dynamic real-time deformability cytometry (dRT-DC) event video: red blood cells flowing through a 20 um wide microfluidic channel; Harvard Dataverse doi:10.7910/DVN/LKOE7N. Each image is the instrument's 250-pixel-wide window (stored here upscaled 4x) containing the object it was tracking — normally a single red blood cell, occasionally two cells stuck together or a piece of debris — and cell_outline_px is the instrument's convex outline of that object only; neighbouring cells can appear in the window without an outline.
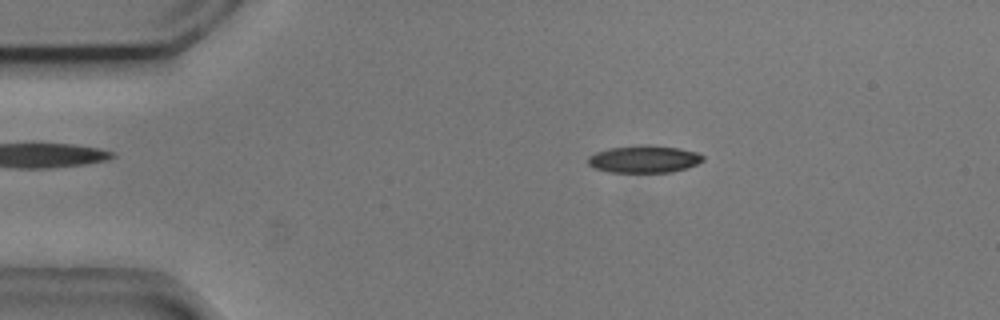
{"species": "common noctule bat (a hibernating species)", "species_latin": "Nyctalus noctula", "temperature_condition": "cold", "stored_images_in_passage": 53, "camera_frame_rate_fps": 3000, "um_per_image_px": 0.085, "animal": {"sex": "male", "body_mass_g": 20.5, "forearm_length_mm": 52.5}, "frame": {"image": 1, "passage_image": 9, "time_ms": 2.667, "image_size_px": [1000, 320], "cell_outline_px": [[704, 160], [688, 168], [672, 172], [608, 172], [592, 168], [588, 164], [588, 156], [596, 152], [608, 148], [640, 144], [648, 144], [680, 148], [696, 152], [704, 156]], "centroid_in_image_um": [54.73, 13.51], "position_along_channel_um": 30.3, "area_um2": 18.61}}
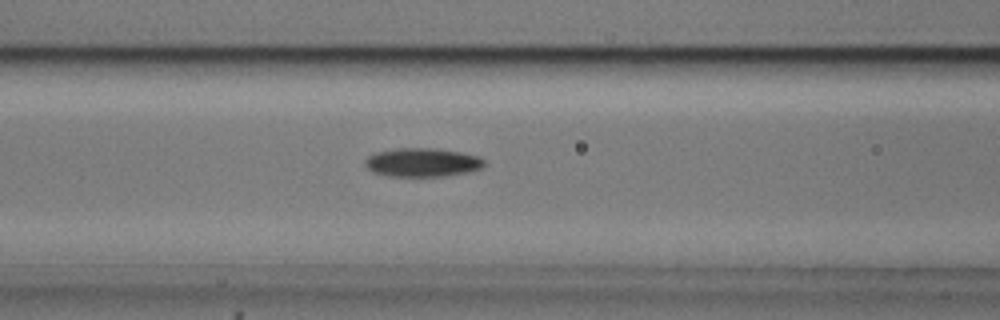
{"frame": {"image": 2, "passage_image": 21, "time_ms": 6.667, "image_size_px": [1000, 320], "cell_outline_px": [[484, 164], [480, 168], [468, 172], [444, 176], [388, 176], [372, 172], [364, 164], [364, 160], [368, 156], [376, 152], [396, 148], [436, 148], [460, 152], [480, 156], [484, 160]], "centroid_in_image_um": [35.87, 13.8], "position_along_channel_um": 130.7, "area_um2": 20.0}}
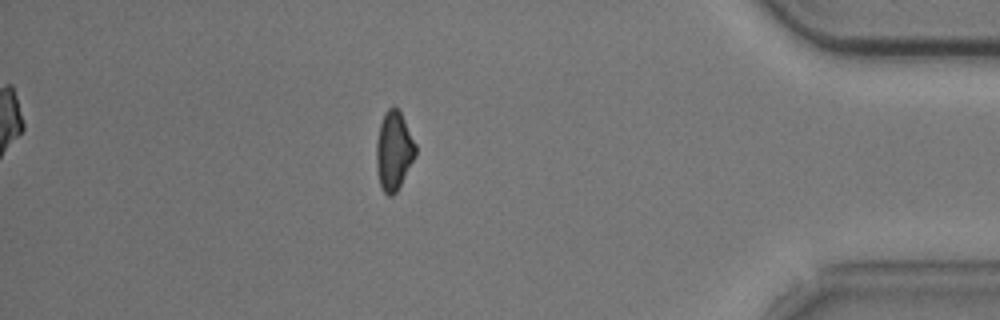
{"frame": {"image": 3, "passage_image": 46, "time_ms": 15.0, "image_size_px": [1000, 320], "cell_outline_px": [[416, 156], [396, 192], [392, 196], [388, 196], [384, 192], [380, 184], [376, 168], [376, 140], [380, 124], [384, 112], [392, 104], [400, 112], [416, 144]], "centroid_in_image_um": [33.46, 12.81], "position_along_channel_um": 401.7, "area_um2": 18.03}, "authors_computed_cell_mechanics": {"area_um2": 18.6694, "velocity_mm_per_s": 3.7315, "shape_relaxation_time_tau1_ms": 2.5156, "shape_relaxation_time_tau2_ms": null, "deformation_change_tau1": 0.1098, "deformation_change_tau2": null}}